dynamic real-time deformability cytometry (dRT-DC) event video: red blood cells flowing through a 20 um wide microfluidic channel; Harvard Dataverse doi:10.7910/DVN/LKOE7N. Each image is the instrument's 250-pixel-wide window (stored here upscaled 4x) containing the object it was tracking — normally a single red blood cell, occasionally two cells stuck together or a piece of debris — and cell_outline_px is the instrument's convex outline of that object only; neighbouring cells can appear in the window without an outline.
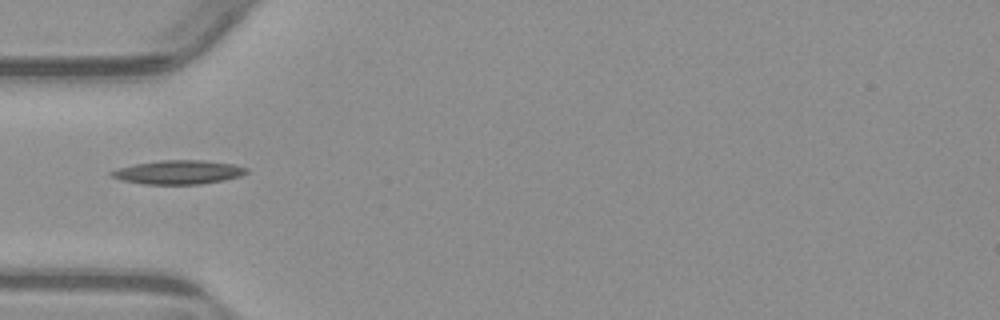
{"species": "common noctule bat (a hibernating species)", "species_latin": "Nyctalus noctula", "temperature_condition": "warm", "stored_images_in_passage": 37, "camera_frame_rate_fps": 3000, "um_per_image_px": 0.085, "animal": {"sex": "male", "body_mass_g": 23.1, "forearm_length_mm": 52.7}, "frame": {"image": 1, "passage_image": 1, "time_ms": 0.0, "image_size_px": [1000, 320], "cell_outline_px": [[248, 172], [240, 176], [224, 180], [200, 184], [144, 184], [120, 180], [112, 176], [108, 172], [120, 168], [136, 164], [164, 160], [204, 160], [232, 164], [248, 168]], "centroid_in_image_um": [15.18, 14.64], "position_along_channel_um": 69.8, "area_um2": 18.61}}
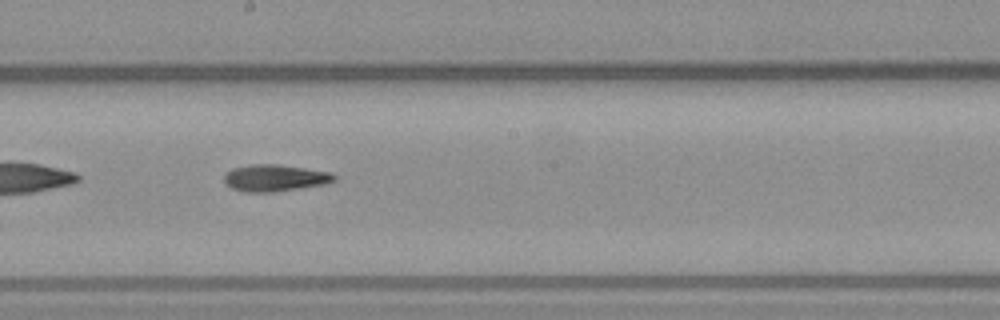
{"frame": {"image": 2, "passage_image": 13, "time_ms": 4.0, "image_size_px": [1000, 320], "cell_outline_px": [[336, 180], [324, 184], [272, 192], [244, 192], [232, 188], [224, 180], [224, 176], [232, 168], [252, 164], [276, 164], [304, 168], [328, 172], [336, 176]], "centroid_in_image_um": [23.34, 15.12], "position_along_channel_um": 224.9, "area_um2": 16.88}}
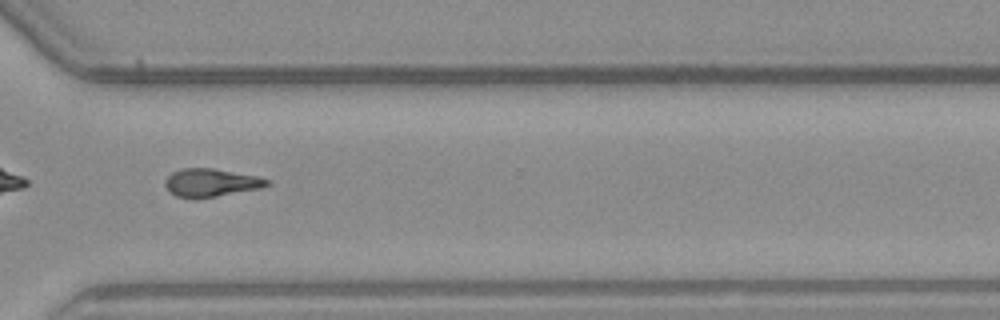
{"frame": {"image": 3, "passage_image": 23, "time_ms": 7.333, "image_size_px": [1000, 320], "cell_outline_px": [[272, 184], [260, 188], [196, 200], [192, 200], [176, 196], [168, 192], [164, 184], [164, 180], [172, 172], [180, 168], [212, 168], [256, 176], [268, 180]], "centroid_in_image_um": [17.86, 15.55], "position_along_channel_um": 352.7, "area_um2": 16.94}, "authors_computed_cell_mechanics": {"area_um2": 16.2996, "velocity_mm_per_s": 3.8432, "shape_relaxation_time_tau1_ms": 4.0212, "shape_relaxation_time_tau2_ms": 6.4752, "deformation_change_tau1": 0.169, "deformation_change_tau2": 0.1888}}